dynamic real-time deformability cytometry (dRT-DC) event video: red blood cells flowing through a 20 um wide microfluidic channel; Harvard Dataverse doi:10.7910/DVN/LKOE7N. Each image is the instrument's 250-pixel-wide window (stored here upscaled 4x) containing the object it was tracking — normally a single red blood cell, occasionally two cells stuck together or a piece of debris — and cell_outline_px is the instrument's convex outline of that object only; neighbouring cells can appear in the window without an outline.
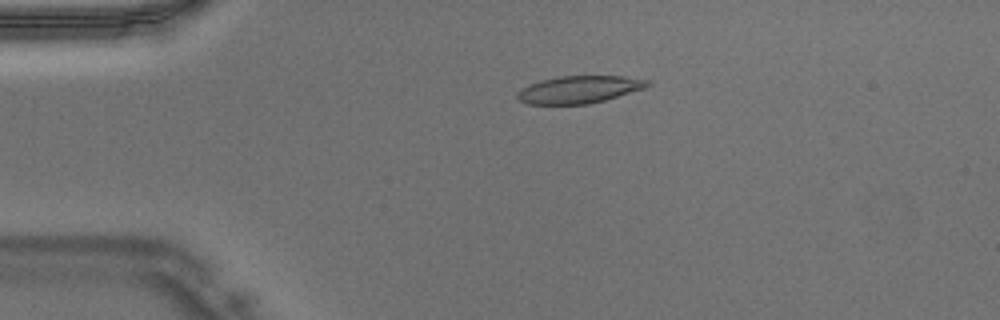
{"species": "Egyptian fruit bat (a non-hibernating species)", "species_latin": "Rousettus aegyptiacus", "temperature_condition": "warm", "stored_images_in_passage": 46, "camera_frame_rate_fps": 3000, "um_per_image_px": 0.085, "animal": {"sex": "male"}, "frame": {"image": 1, "passage_image": 10, "time_ms": 3.0, "image_size_px": [1000, 320], "cell_outline_px": [[652, 84], [644, 88], [604, 100], [588, 104], [528, 104], [516, 100], [516, 92], [520, 88], [540, 80], [560, 76], [624, 76], [648, 80]], "centroid_in_image_um": [49.17, 7.61], "position_along_channel_um": 35.8, "area_um2": 20.81}}
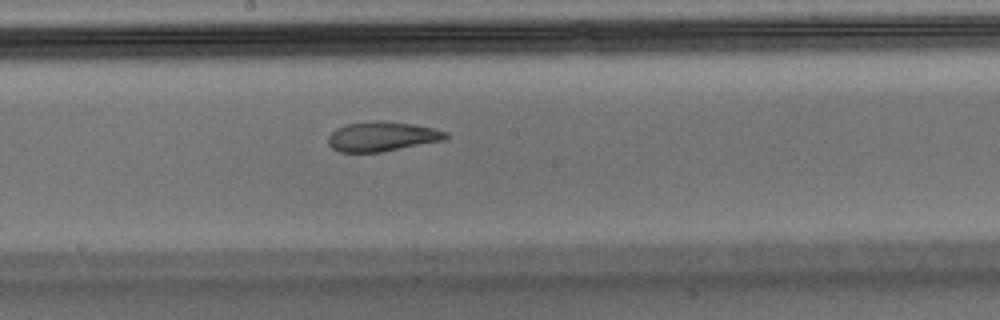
{"frame": {"image": 2, "passage_image": 25, "time_ms": 8.0, "image_size_px": [1000, 320], "cell_outline_px": [[448, 136], [444, 140], [380, 152], [340, 152], [332, 148], [328, 144], [328, 136], [336, 128], [344, 124], [372, 120], [380, 120], [412, 124], [436, 128], [448, 132]], "centroid_in_image_um": [32.46, 11.58], "position_along_channel_um": 215.7, "area_um2": 20.46}}
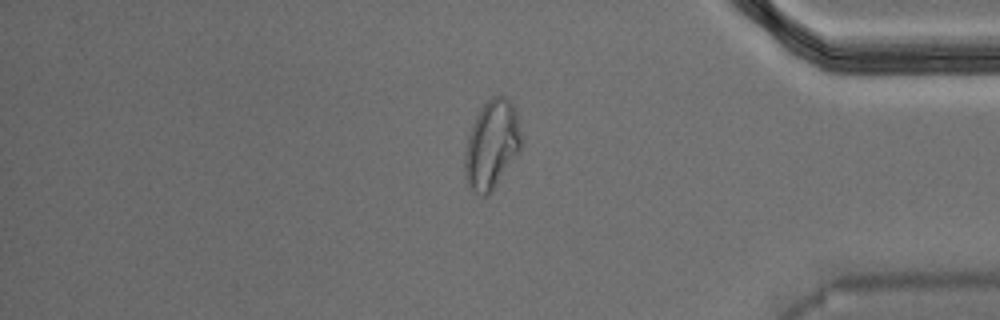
{"frame": {"image": 3, "passage_image": 39, "time_ms": 12.667, "image_size_px": [1000, 320], "cell_outline_px": [[520, 152], [492, 192], [488, 196], [480, 196], [468, 188], [464, 176], [464, 156], [468, 136], [476, 116], [484, 104], [492, 96], [504, 96], [516, 108], [520, 132]], "centroid_in_image_um": [41.78, 12.36], "position_along_channel_um": 393.4, "area_um2": 29.36}}